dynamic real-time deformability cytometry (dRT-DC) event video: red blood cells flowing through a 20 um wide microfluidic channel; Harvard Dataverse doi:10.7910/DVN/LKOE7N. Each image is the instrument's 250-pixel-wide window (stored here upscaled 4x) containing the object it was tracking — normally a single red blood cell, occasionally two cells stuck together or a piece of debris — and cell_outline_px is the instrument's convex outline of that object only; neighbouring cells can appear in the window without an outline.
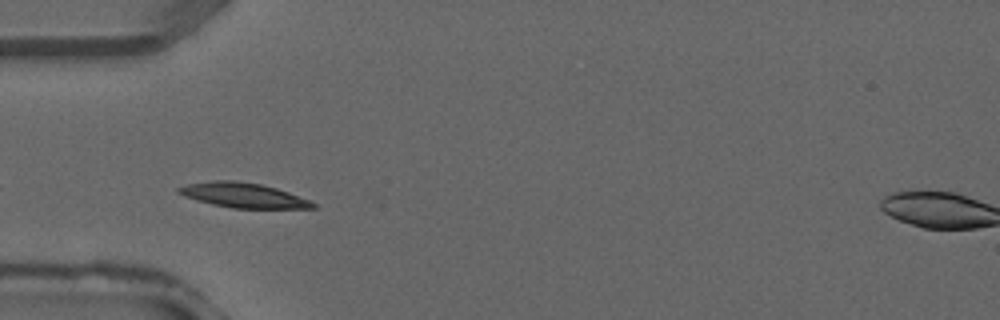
{"species": "common noctule bat (a hibernating species)", "species_latin": "Nyctalus noctula", "temperature_condition": "warm", "stored_images_in_passage": 16, "camera_frame_rate_fps": 3000, "um_per_image_px": 0.085, "animal": {"sex": "male", "forearm_length_mm": 52.5}, "frame": {"image": 1, "passage_image": 7, "time_ms": 2.0, "image_size_px": [1000, 320], "cell_outline_px": [[316, 208], [232, 208], [212, 204], [196, 200], [184, 196], [176, 192], [176, 188], [188, 184], [212, 180], [236, 180], [260, 184], [276, 188], [288, 192], [308, 200], [316, 204]], "centroid_in_image_um": [20.63, 16.59], "position_along_channel_um": 64.4, "area_um2": 19.31}}
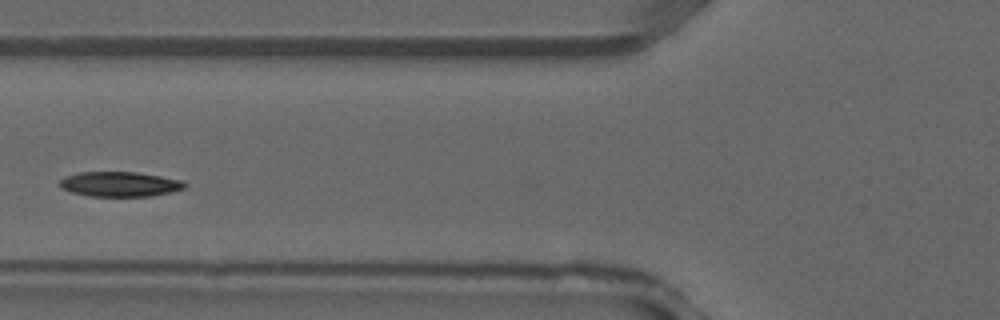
{"frame": {"image": 2, "passage_image": 10, "time_ms": 3.0, "image_size_px": [1000, 320], "cell_outline_px": [[188, 184], [184, 188], [152, 196], [88, 196], [72, 192], [60, 188], [60, 180], [64, 176], [80, 172], [136, 172], [184, 180]], "centroid_in_image_um": [10.18, 15.65], "position_along_channel_um": 115.6, "area_um2": 18.15}}